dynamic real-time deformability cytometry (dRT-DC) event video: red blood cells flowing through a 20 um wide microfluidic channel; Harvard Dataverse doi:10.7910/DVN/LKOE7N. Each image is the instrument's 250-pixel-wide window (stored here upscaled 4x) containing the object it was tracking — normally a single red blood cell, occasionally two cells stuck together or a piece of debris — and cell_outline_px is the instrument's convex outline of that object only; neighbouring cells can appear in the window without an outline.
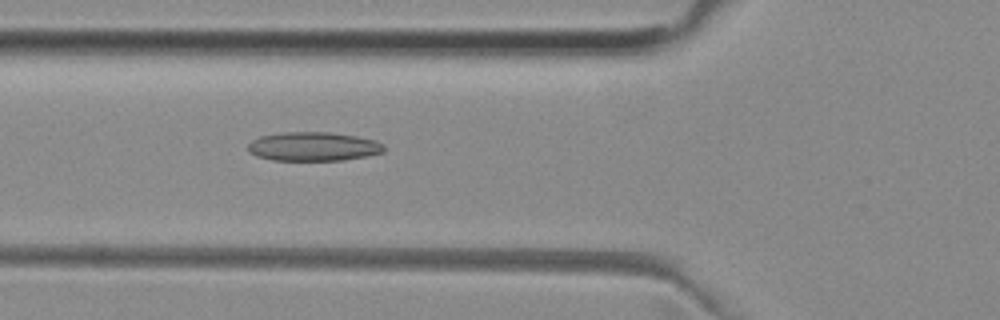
{"species": "common noctule bat (a hibernating species)", "species_latin": "Nyctalus noctula", "temperature_condition": "room temperature", "stored_images_in_passage": 52, "camera_frame_rate_fps": 3000, "um_per_image_px": 0.085, "animal": {"sex": "female", "body_mass_g": 29.2, "forearm_length_mm": 56.3}, "frame": {"image": 1, "passage_image": 19, "time_ms": 6.0, "image_size_px": [1000, 320], "cell_outline_px": [[384, 152], [368, 156], [344, 160], [272, 160], [256, 156], [248, 152], [248, 144], [252, 140], [260, 136], [280, 132], [328, 132], [356, 136], [376, 140], [384, 144]], "centroid_in_image_um": [26.63, 12.45], "position_along_channel_um": 99.2, "area_um2": 23.12}}
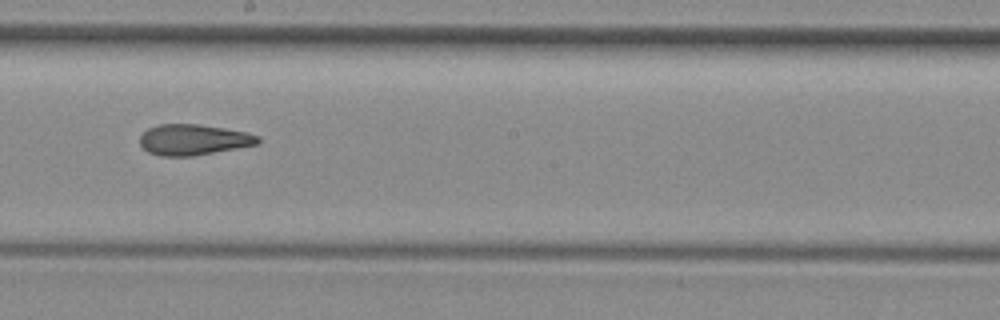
{"frame": {"image": 2, "passage_image": 29, "time_ms": 9.333, "image_size_px": [1000, 320], "cell_outline_px": [[260, 140], [256, 144], [192, 156], [160, 156], [148, 152], [140, 144], [140, 136], [148, 128], [160, 124], [200, 124], [248, 132], [260, 136]], "centroid_in_image_um": [16.43, 11.86], "position_along_channel_um": 231.8, "area_um2": 21.04}}
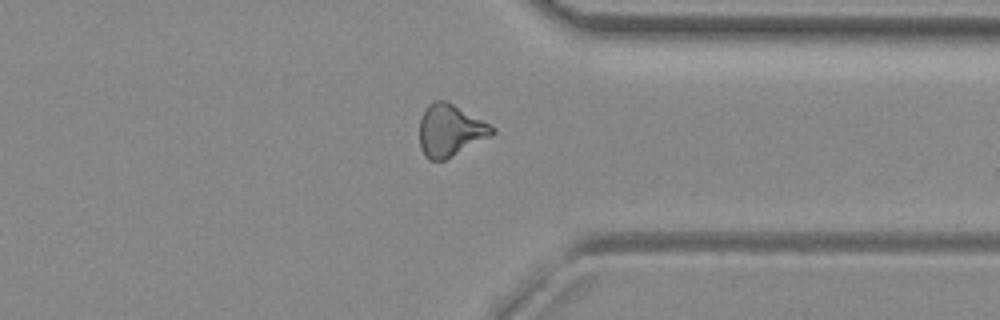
{"frame": {"image": 3, "passage_image": 40, "time_ms": 13.0, "image_size_px": [1000, 320], "cell_outline_px": [[496, 132], [492, 136], [444, 160], [428, 160], [424, 156], [420, 148], [420, 120], [428, 104], [436, 100], [448, 100], [496, 128]], "centroid_in_image_um": [38.27, 11.08], "position_along_channel_um": 373.1, "area_um2": 22.08}, "authors_computed_cell_mechanics": {"area_um2": 22.1952, "velocity_mm_per_s": 3.971, "shape_relaxation_time_tau1_ms": null, "shape_relaxation_time_tau2_ms": 3.2232, "deformation_change_tau1": null, "deformation_change_tau2": 0.1239}}